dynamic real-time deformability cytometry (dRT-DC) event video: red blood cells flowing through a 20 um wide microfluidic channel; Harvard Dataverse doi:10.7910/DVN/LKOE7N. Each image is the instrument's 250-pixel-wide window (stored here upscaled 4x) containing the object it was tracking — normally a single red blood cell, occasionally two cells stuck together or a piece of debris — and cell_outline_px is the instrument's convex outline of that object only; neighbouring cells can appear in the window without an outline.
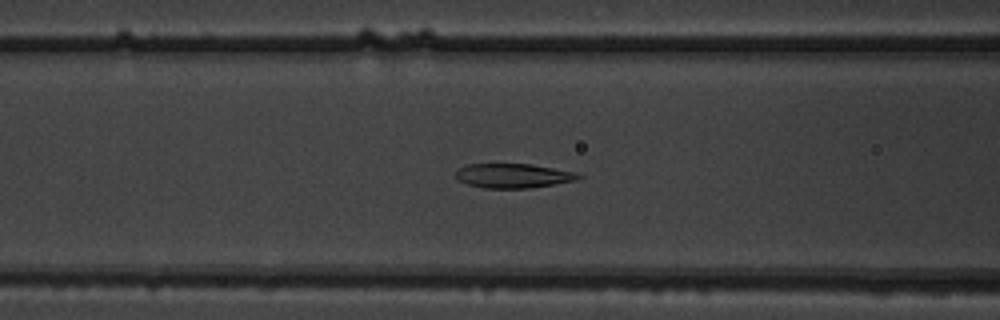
{"species": "common noctule bat (a hibernating species)", "species_latin": "Nyctalus noctula", "temperature_condition": "warm", "stored_images_in_passage": 54, "camera_frame_rate_fps": 3000, "um_per_image_px": 0.085, "animal": {"sex": "male", "body_mass_g": 19.5, "forearm_length_mm": 54.6}, "frame": {"image": 1, "passage_image": 21, "time_ms": 6.667, "image_size_px": [1000, 320], "cell_outline_px": [[584, 176], [576, 180], [532, 188], [484, 188], [468, 184], [456, 180], [456, 172], [460, 168], [468, 164], [532, 164], [576, 172]], "centroid_in_image_um": [43.63, 14.94], "position_along_channel_um": 123.0, "area_um2": 17.46}}
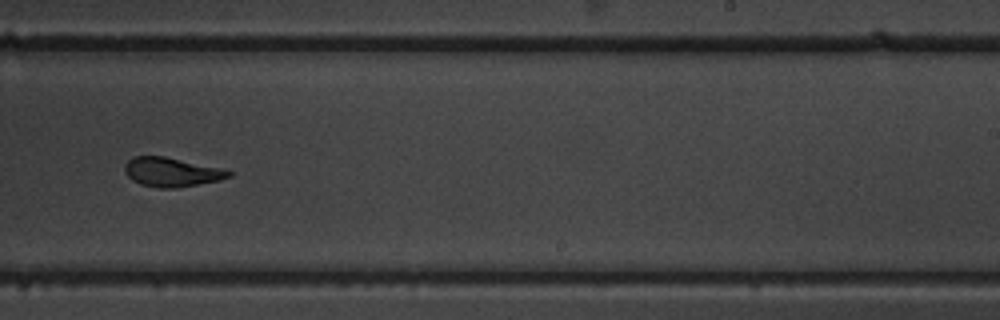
{"frame": {"image": 2, "passage_image": 33, "time_ms": 10.667, "image_size_px": [1000, 320], "cell_outline_px": [[232, 176], [220, 180], [176, 188], [160, 188], [140, 184], [132, 180], [124, 172], [124, 164], [132, 156], [164, 156], [220, 168], [232, 172]], "centroid_in_image_um": [14.54, 14.63], "position_along_channel_um": 274.5, "area_um2": 17.63}}
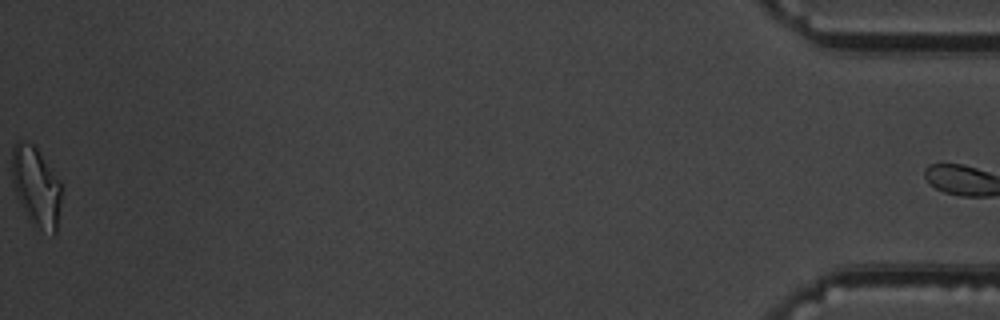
{"frame": {"image": 3, "passage_image": 53, "time_ms": 17.333, "image_size_px": [1000, 320], "cell_outline_px": [[60, 204], [56, 236], [52, 236], [32, 228], [16, 196], [12, 184], [12, 148], [16, 140], [24, 140], [32, 144], [36, 148], [60, 180]], "centroid_in_image_um": [3.05, 15.94], "position_along_channel_um": 432.1, "area_um2": 23.58}}